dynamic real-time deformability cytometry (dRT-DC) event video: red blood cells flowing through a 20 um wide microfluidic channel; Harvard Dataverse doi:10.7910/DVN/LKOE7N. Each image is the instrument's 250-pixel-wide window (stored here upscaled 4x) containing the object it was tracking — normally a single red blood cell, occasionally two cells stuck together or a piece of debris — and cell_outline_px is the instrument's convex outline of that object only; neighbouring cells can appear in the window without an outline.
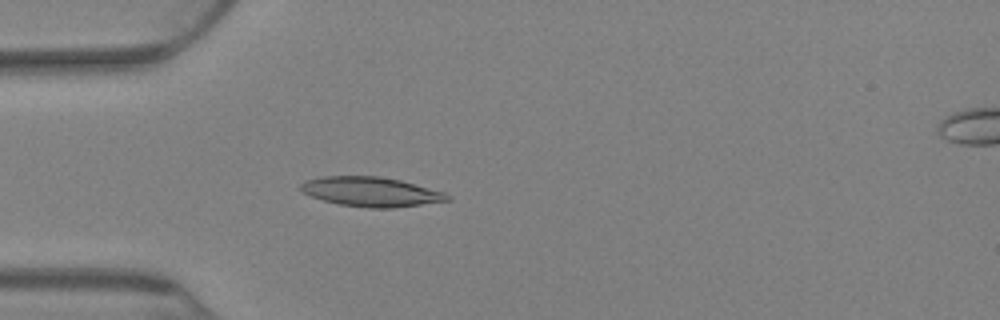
{"species": "Egyptian fruit bat (a non-hibernating species)", "species_latin": "Rousettus aegyptiacus", "temperature_condition": "warm", "stored_images_in_passage": 77, "camera_frame_rate_fps": 3000, "um_per_image_px": 0.085, "animal": {"sex": "female"}, "frame": {"image": 1, "passage_image": 23, "time_ms": 7.333, "image_size_px": [1000, 320], "cell_outline_px": [[452, 200], [392, 208], [368, 208], [340, 204], [324, 200], [300, 192], [300, 184], [304, 180], [324, 176], [380, 176], [400, 180], [444, 192], [452, 196]], "centroid_in_image_um": [31.53, 16.3], "position_along_channel_um": 53.5, "area_um2": 25.26}}
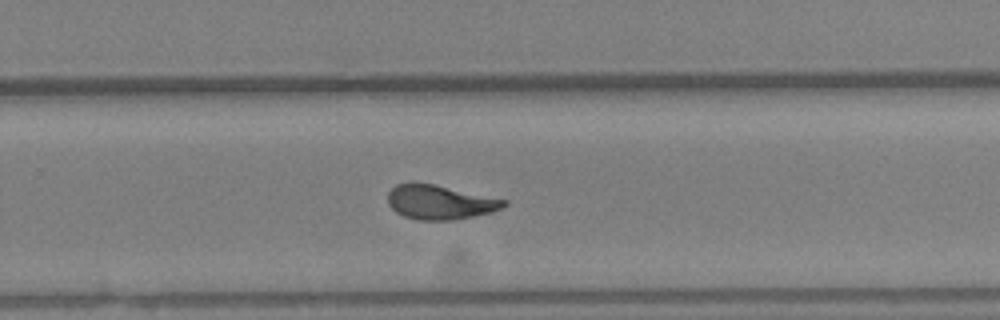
{"frame": {"image": 2, "passage_image": 51, "time_ms": 16.667, "image_size_px": [1000, 320], "cell_outline_px": [[508, 204], [492, 212], [452, 220], [416, 220], [404, 216], [396, 212], [388, 204], [388, 192], [396, 184], [412, 180], [436, 184], [508, 200]], "centroid_in_image_um": [37.35, 17.15], "position_along_channel_um": 292.4, "area_um2": 23.64}}
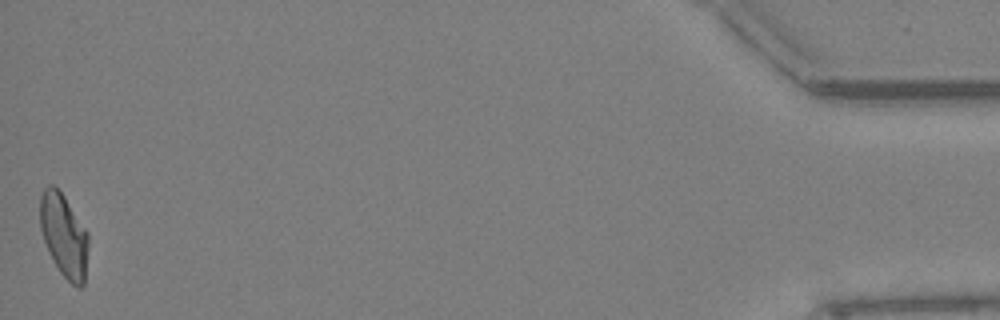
{"frame": {"image": 3, "passage_image": 77, "time_ms": 25.333, "image_size_px": [1000, 320], "cell_outline_px": [[88, 248], [84, 284], [80, 288], [76, 288], [60, 272], [48, 252], [40, 228], [40, 196], [44, 188], [48, 184], [52, 184], [64, 196], [88, 232]], "centroid_in_image_um": [5.43, 20.02], "position_along_channel_um": 429.8, "area_um2": 23.41}, "authors_computed_cell_mechanics": {"area_um2": 23.7558, "velocity_mm_per_s": 2.671, "shape_relaxation_time_tau1_ms": 7.1559, "shape_relaxation_time_tau2_ms": 2.1145, "deformation_change_tau1": 0.1832, "deformation_change_tau2": 0.0747}}